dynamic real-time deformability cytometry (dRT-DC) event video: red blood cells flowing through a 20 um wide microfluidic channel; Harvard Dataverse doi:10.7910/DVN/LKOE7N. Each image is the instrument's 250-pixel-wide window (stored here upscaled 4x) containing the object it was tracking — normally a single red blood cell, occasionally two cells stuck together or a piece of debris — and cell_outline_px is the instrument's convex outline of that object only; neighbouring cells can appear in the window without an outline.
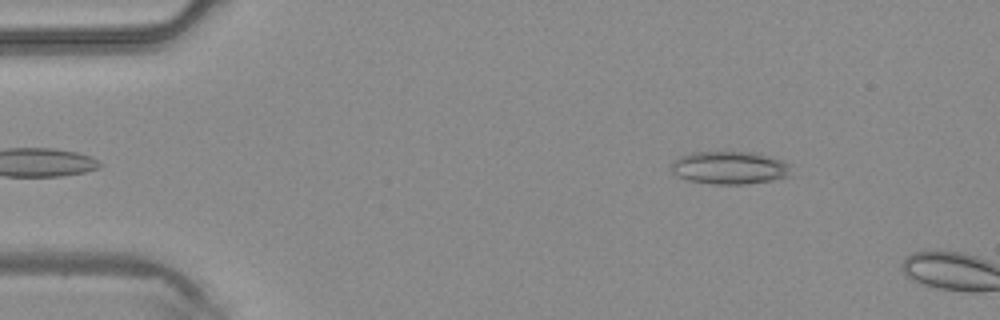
{"species": "common noctule bat (a hibernating species)", "species_latin": "Nyctalus noctula", "temperature_condition": "warm", "stored_images_in_passage": 5, "camera_frame_rate_fps": 3000, "um_per_image_px": 0.085, "animal": {"sex": "male", "body_mass_g": 20.4}, "frame": {"image": 1, "passage_image": 5, "time_ms": 1.333, "image_size_px": [1000, 320], "cell_outline_px": [[792, 176], [772, 180], [748, 184], [712, 184], [688, 180], [676, 176], [668, 168], [672, 160], [680, 156], [692, 152], [756, 152], [784, 160], [788, 164]], "centroid_in_image_um": [61.99, 14.25], "position_along_channel_um": 23.0, "area_um2": 23.41}}